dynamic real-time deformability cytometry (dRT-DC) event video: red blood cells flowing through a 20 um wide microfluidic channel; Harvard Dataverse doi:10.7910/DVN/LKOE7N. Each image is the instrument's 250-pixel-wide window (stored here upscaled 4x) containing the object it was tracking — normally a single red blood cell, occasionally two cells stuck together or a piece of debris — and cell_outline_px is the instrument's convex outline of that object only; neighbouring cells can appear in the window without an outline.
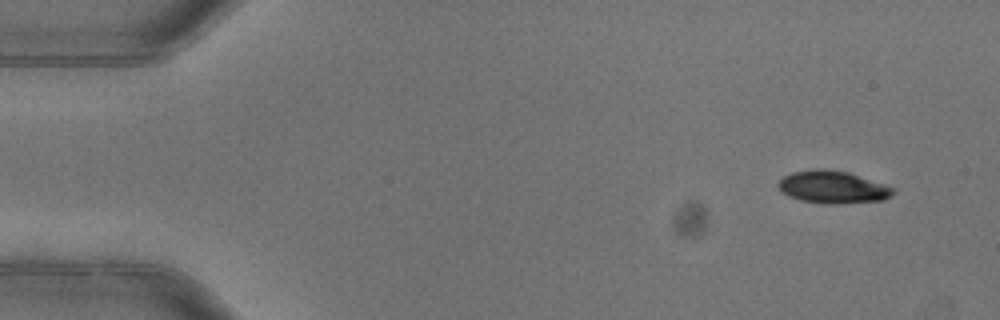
{"species": "common noctule bat (a hibernating species)", "species_latin": "Nyctalus noctula", "temperature_condition": "warm", "stored_images_in_passage": 4, "camera_frame_rate_fps": 3000, "um_per_image_px": 0.085, "animal": {"sex": "female"}, "frame": {"image": 1, "passage_image": 1, "time_ms": 0.0, "image_size_px": [1000, 320], "cell_outline_px": [[896, 192], [884, 200], [840, 204], [824, 204], [800, 200], [788, 196], [780, 192], [776, 184], [784, 176], [792, 172], [816, 168], [824, 168], [848, 172], [896, 188]], "centroid_in_image_um": [70.77, 15.91], "position_along_channel_um": 14.2, "area_um2": 22.08}}
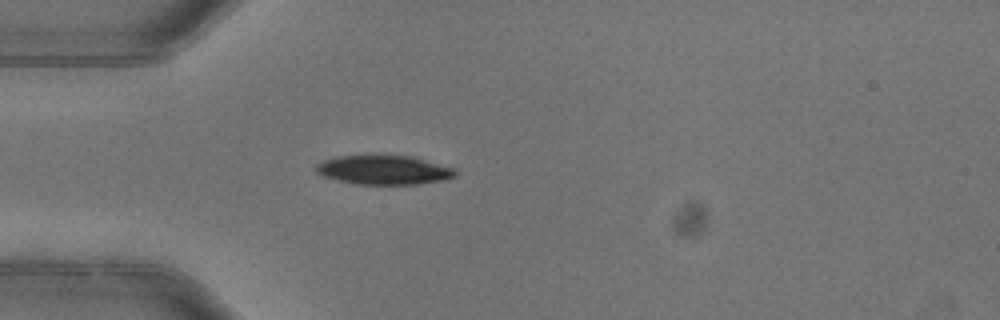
{"frame": {"image": 2, "passage_image": 4, "time_ms": 1.0, "image_size_px": [1000, 320], "cell_outline_px": [[456, 176], [444, 180], [416, 184], [356, 184], [336, 180], [324, 176], [316, 172], [316, 164], [324, 160], [336, 156], [376, 152], [412, 156], [456, 168]], "centroid_in_image_um": [32.61, 14.39], "position_along_channel_um": 52.4, "area_um2": 24.68}}